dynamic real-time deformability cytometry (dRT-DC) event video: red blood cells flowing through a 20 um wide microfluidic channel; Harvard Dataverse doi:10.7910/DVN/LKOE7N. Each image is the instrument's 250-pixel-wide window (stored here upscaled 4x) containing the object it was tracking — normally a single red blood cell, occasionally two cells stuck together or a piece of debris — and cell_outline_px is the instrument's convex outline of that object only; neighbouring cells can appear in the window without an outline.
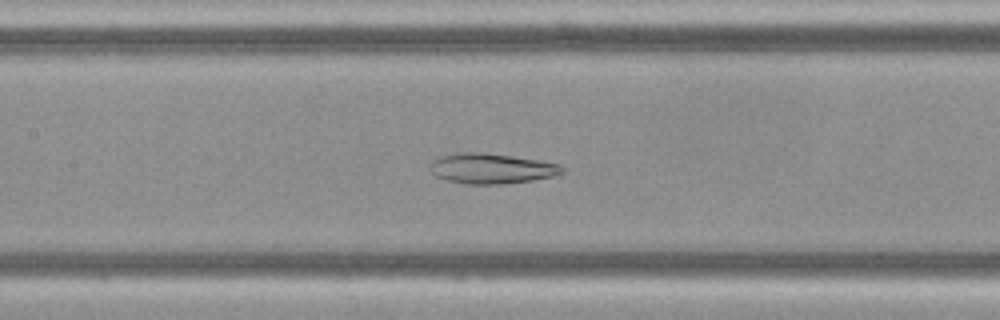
{"species": "Egyptian fruit bat (a non-hibernating species)", "species_latin": "Rousettus aegyptiacus", "temperature_condition": "cold", "stored_images_in_passage": 52, "camera_frame_rate_fps": 3000, "um_per_image_px": 0.085, "frame": {"image": 1, "passage_image": 24, "time_ms": 7.667, "image_size_px": [1000, 320], "cell_outline_px": [[564, 172], [552, 176], [532, 180], [496, 184], [468, 184], [448, 180], [436, 176], [432, 172], [428, 164], [432, 160], [440, 156], [460, 152], [480, 152], [512, 156], [560, 164], [564, 168]], "centroid_in_image_um": [41.73, 14.31], "position_along_channel_um": 165.7, "area_um2": 23.06}}
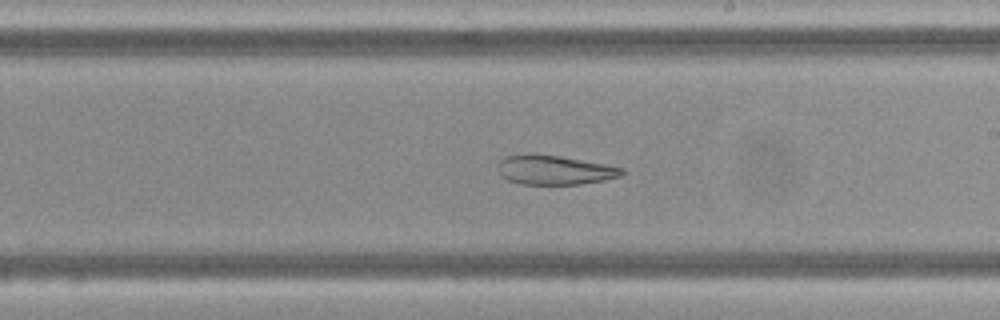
{"frame": {"image": 2, "passage_image": 30, "time_ms": 9.667, "image_size_px": [1000, 320], "cell_outline_px": [[628, 172], [620, 176], [604, 180], [580, 184], [520, 184], [508, 180], [500, 176], [500, 160], [508, 156], [532, 152], [560, 156], [604, 164], [624, 168]], "centroid_in_image_um": [47.16, 14.44], "position_along_channel_um": 241.8, "area_um2": 21.27}}
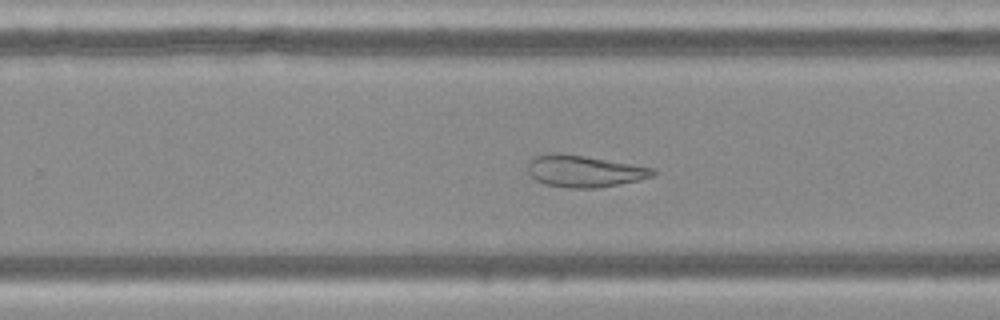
{"frame": {"image": 3, "passage_image": 33, "time_ms": 10.667, "image_size_px": [1000, 320], "cell_outline_px": [[656, 172], [652, 176], [620, 184], [596, 188], [568, 188], [544, 184], [536, 180], [528, 172], [528, 160], [532, 156], [584, 156], [656, 168]], "centroid_in_image_um": [49.69, 14.59], "position_along_channel_um": 280.1, "area_um2": 22.43}}